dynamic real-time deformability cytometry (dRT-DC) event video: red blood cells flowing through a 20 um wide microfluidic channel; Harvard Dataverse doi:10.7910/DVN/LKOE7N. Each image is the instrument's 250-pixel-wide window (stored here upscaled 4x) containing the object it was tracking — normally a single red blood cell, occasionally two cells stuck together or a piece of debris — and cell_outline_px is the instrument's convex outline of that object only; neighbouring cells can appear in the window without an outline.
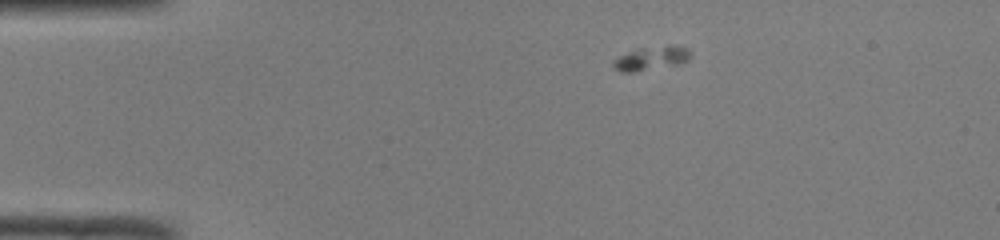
{"species": "common noctule bat (a hibernating species)", "species_latin": "Nyctalus noctula", "temperature_condition": "room temperature", "stored_images_in_passage": 16, "camera_frame_rate_fps": 3000, "um_per_image_px": 0.085, "animal": {"sex": "male", "body_mass_g": 19.0, "forearm_length_mm": 50.8}, "frame": {"image": 1, "passage_image": 6, "time_ms": 1.667, "image_size_px": [1000, 240], "cell_outline_px": [[692, 56], [688, 60], [680, 64], [632, 72], [620, 72], [612, 64], [612, 60], [628, 52], [668, 44], [688, 48], [692, 52]], "centroid_in_image_um": [55.43, 4.96], "position_along_channel_um": 29.6, "area_um2": 10.58}}